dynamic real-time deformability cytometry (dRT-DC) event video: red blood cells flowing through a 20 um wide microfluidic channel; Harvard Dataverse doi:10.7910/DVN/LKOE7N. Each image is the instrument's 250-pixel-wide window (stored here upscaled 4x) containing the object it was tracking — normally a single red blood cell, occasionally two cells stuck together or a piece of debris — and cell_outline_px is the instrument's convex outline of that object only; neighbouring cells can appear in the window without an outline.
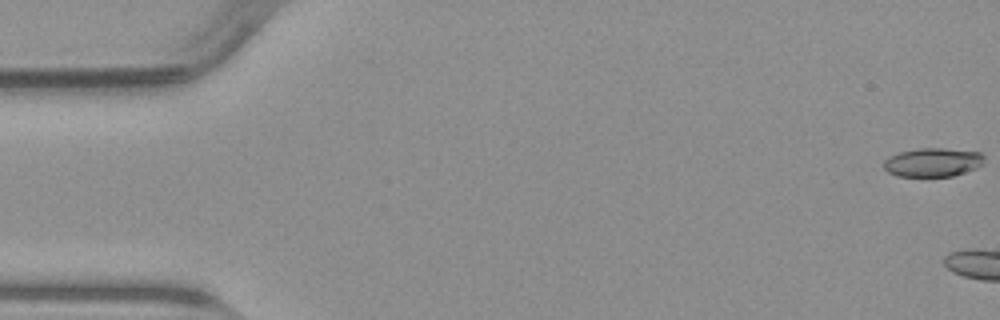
{"species": "common noctule bat (a hibernating species)", "species_latin": "Nyctalus noctula", "temperature_condition": "warm", "stored_images_in_passage": 4, "camera_frame_rate_fps": 3000, "um_per_image_px": 0.085, "animal": {"sex": "male", "body_mass_g": 23.1, "forearm_length_mm": 52.7}, "frame": {"image": 1, "passage_image": 1, "time_ms": 0.0, "image_size_px": [1000, 320], "cell_outline_px": [[984, 164], [976, 168], [952, 176], [896, 176], [888, 172], [884, 168], [884, 160], [888, 156], [900, 152], [920, 148], [944, 148], [980, 152], [984, 156]], "centroid_in_image_um": [79.29, 13.79], "position_along_channel_um": 5.7, "area_um2": 16.88}}